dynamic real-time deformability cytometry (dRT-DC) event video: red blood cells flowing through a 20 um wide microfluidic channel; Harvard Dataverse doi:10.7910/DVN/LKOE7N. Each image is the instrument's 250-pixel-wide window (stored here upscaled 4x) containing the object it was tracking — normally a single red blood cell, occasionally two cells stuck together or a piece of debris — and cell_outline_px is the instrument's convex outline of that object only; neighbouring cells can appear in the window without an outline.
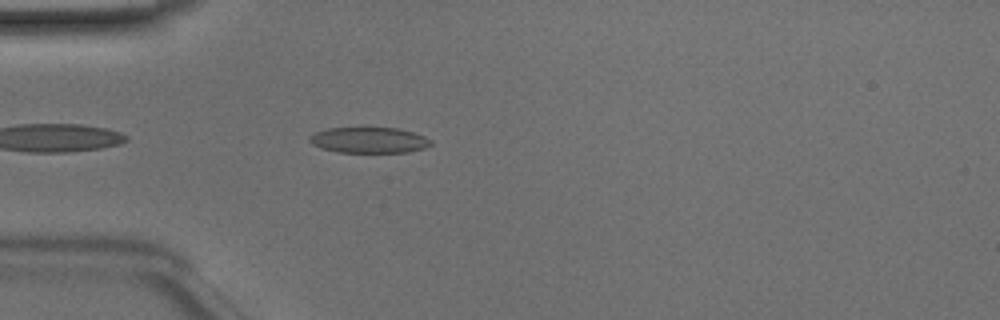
{"species": "Egyptian fruit bat (a non-hibernating species)", "species_latin": "Rousettus aegyptiacus", "temperature_condition": "room temperature", "stored_images_in_passage": 24, "camera_frame_rate_fps": 3000, "um_per_image_px": 0.085, "animal": {"sex": "male"}, "frame": {"image": 1, "passage_image": 3, "time_ms": 0.667, "image_size_px": [1000, 320], "cell_outline_px": [[432, 144], [424, 148], [408, 152], [340, 152], [320, 148], [312, 144], [308, 140], [308, 136], [316, 132], [328, 128], [364, 124], [396, 128], [412, 132], [424, 136], [432, 140]], "centroid_in_image_um": [31.32, 11.85], "position_along_channel_um": 53.7, "area_um2": 19.13}}
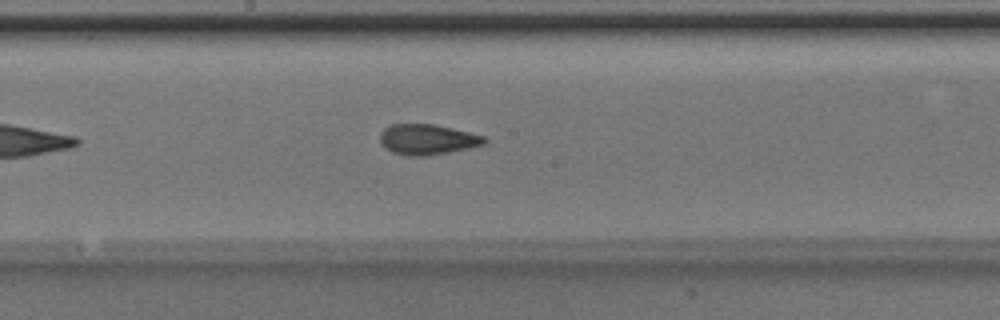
{"frame": {"image": 2, "passage_image": 15, "time_ms": 4.667, "image_size_px": [1000, 320], "cell_outline_px": [[488, 140], [484, 144], [468, 148], [448, 152], [424, 156], [408, 156], [392, 152], [384, 148], [380, 140], [380, 132], [384, 128], [392, 124], [436, 124], [484, 136]], "centroid_in_image_um": [36.3, 11.85], "position_along_channel_um": 211.9, "area_um2": 18.5}}
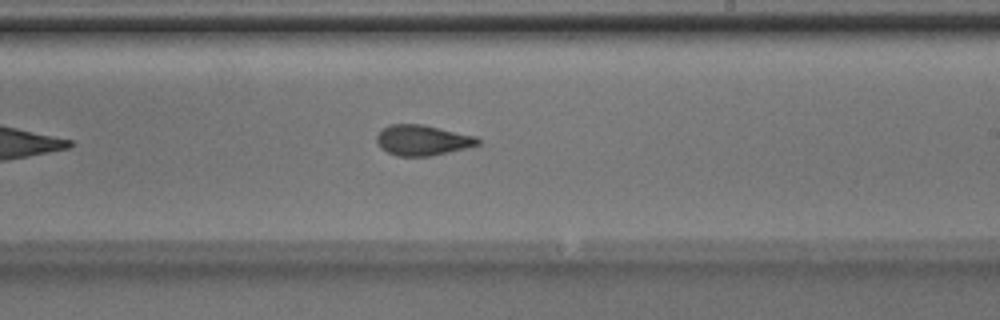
{"frame": {"image": 3, "passage_image": 18, "time_ms": 5.667, "image_size_px": [1000, 320], "cell_outline_px": [[480, 144], [448, 152], [428, 156], [396, 156], [380, 148], [376, 140], [376, 136], [384, 128], [392, 124], [420, 124], [476, 136], [480, 140]], "centroid_in_image_um": [35.89, 11.92], "position_along_channel_um": 253.1, "area_um2": 17.69}}